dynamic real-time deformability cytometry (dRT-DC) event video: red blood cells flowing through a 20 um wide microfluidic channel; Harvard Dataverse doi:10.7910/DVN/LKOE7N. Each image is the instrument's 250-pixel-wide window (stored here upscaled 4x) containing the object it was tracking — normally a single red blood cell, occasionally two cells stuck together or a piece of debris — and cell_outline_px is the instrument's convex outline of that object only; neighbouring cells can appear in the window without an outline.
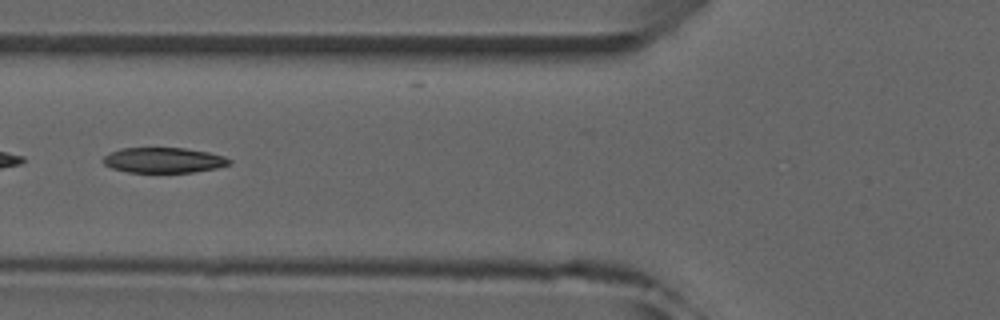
{"species": "common noctule bat (a hibernating species)", "species_latin": "Nyctalus noctula", "temperature_condition": "room temperature", "stored_images_in_passage": 6, "camera_frame_rate_fps": 3000, "um_per_image_px": 0.085, "animal": {"sex": "male", "forearm_length_mm": 52.5}, "frame": {"image": 1, "passage_image": 6, "time_ms": 5.667, "image_size_px": [1000, 320], "cell_outline_px": [[232, 160], [228, 164], [216, 168], [192, 172], [128, 172], [112, 168], [104, 164], [100, 160], [104, 156], [120, 148], [184, 148], [208, 152], [224, 156]], "centroid_in_image_um": [13.88, 13.61], "position_along_channel_um": 111.9, "area_um2": 18.5}}